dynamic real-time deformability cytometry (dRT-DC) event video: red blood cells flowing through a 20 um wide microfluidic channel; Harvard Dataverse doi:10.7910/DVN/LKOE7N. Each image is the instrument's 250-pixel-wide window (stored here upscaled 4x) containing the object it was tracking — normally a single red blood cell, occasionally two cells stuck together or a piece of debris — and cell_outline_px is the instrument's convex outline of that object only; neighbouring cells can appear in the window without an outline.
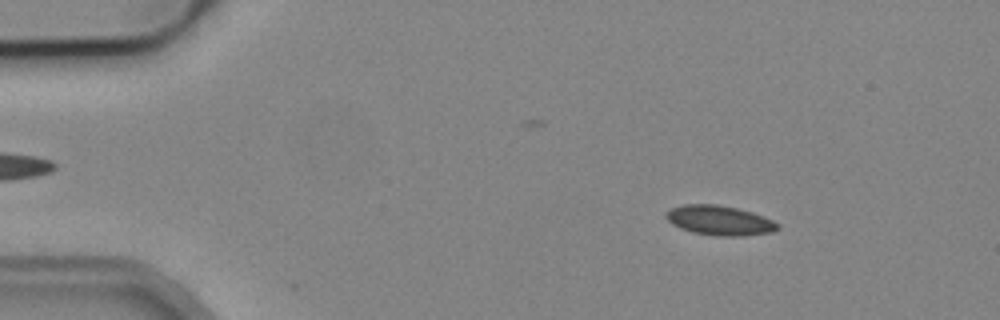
{"species": "common noctule bat (a hibernating species)", "species_latin": "Nyctalus noctula", "temperature_condition": "cold", "stored_images_in_passage": 6, "camera_frame_rate_fps": 3000, "um_per_image_px": 0.085, "animal": {"sex": "male", "body_mass_g": 19.2, "forearm_length_mm": 51.8}, "frame": {"image": 1, "passage_image": 2, "time_ms": 1.333, "image_size_px": [1000, 320], "cell_outline_px": [[780, 228], [772, 232], [740, 236], [720, 236], [692, 232], [680, 228], [672, 224], [664, 216], [672, 208], [684, 204], [716, 204], [736, 208], [752, 212], [772, 220], [780, 224]], "centroid_in_image_um": [61.17, 18.73], "position_along_channel_um": 23.8, "area_um2": 19.19}}
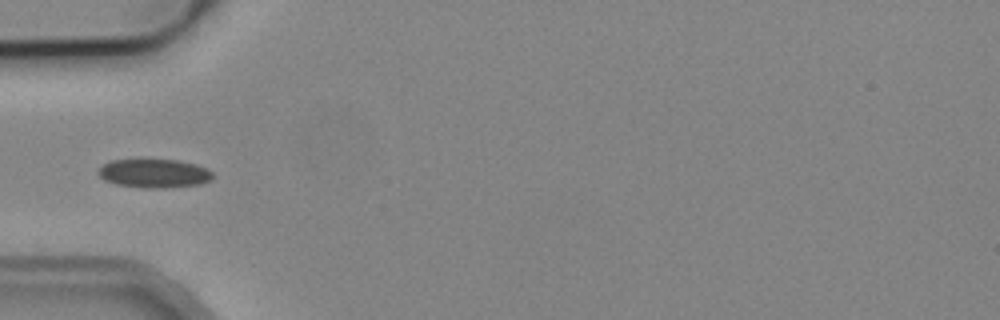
{"frame": {"image": 2, "passage_image": 5, "time_ms": 4.667, "image_size_px": [1000, 320], "cell_outline_px": [[212, 180], [200, 184], [164, 188], [144, 188], [116, 184], [104, 180], [96, 172], [104, 164], [112, 160], [180, 160], [196, 164], [208, 168], [212, 172]], "centroid_in_image_um": [13.13, 14.74], "position_along_channel_um": 71.9, "area_um2": 19.19}}